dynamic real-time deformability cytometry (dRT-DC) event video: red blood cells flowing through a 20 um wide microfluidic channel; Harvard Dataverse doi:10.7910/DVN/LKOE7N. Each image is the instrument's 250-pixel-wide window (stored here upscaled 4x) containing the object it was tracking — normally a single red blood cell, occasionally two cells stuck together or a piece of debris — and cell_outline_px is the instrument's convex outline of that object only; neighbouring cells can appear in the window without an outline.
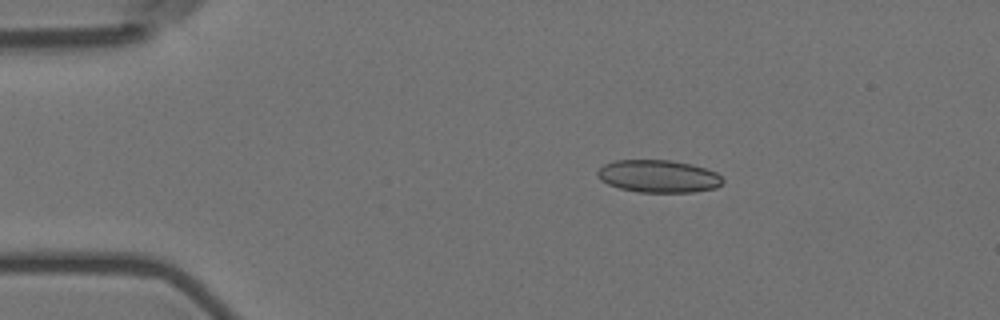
{"species": "Egyptian fruit bat (a non-hibernating species)", "species_latin": "Rousettus aegyptiacus", "temperature_condition": "room temperature", "stored_images_in_passage": 4, "camera_frame_rate_fps": 3000, "um_per_image_px": 0.085, "animal": {"sex": "female"}, "frame": {"image": 1, "passage_image": 1, "time_ms": 0.0, "image_size_px": [1000, 320], "cell_outline_px": [[724, 180], [716, 188], [692, 192], [640, 192], [620, 188], [608, 184], [600, 180], [596, 176], [596, 172], [604, 164], [616, 160], [668, 160], [692, 164], [716, 172]], "centroid_in_image_um": [55.94, 14.98], "position_along_channel_um": 29.1, "area_um2": 23.7}}
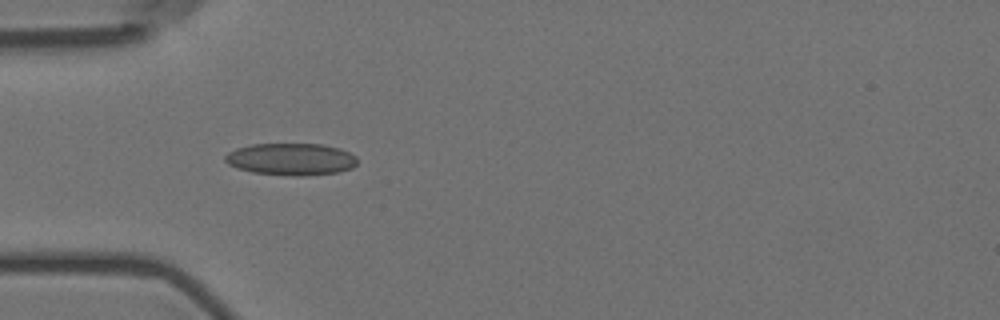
{"frame": {"image": 2, "passage_image": 3, "time_ms": 0.667, "image_size_px": [1000, 320], "cell_outline_px": [[356, 164], [352, 168], [340, 172], [304, 176], [292, 176], [252, 172], [236, 168], [228, 164], [224, 160], [224, 156], [228, 152], [236, 148], [252, 144], [324, 144], [340, 148], [356, 156]], "centroid_in_image_um": [24.73, 13.53], "position_along_channel_um": 60.3, "area_um2": 24.91}}
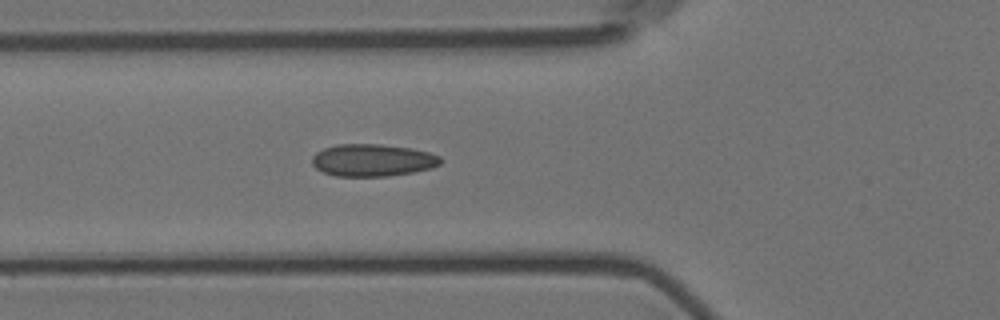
{"frame": {"image": 3, "passage_image": 4, "time_ms": 1.0, "image_size_px": [1000, 320], "cell_outline_px": [[444, 160], [440, 164], [432, 168], [412, 172], [388, 176], [336, 176], [324, 172], [316, 168], [312, 164], [312, 156], [316, 152], [324, 148], [336, 144], [380, 144], [412, 148], [428, 152], [440, 156]], "centroid_in_image_um": [31.68, 13.61], "position_along_channel_um": 94.1, "area_um2": 24.28}}